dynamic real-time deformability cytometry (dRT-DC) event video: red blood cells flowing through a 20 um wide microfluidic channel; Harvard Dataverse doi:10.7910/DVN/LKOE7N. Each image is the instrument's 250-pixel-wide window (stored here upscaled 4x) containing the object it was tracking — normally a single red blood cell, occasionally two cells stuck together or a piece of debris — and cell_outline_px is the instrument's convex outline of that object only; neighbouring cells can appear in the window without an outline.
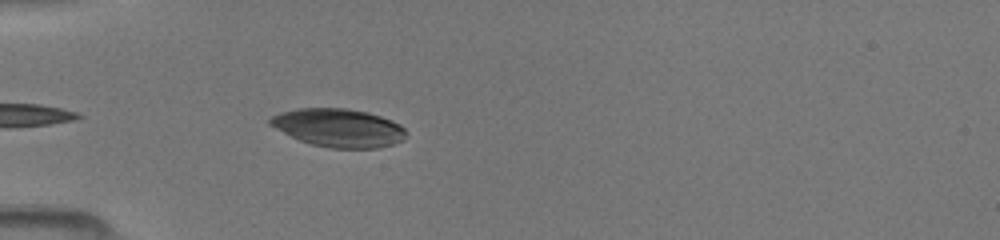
{"species": "common noctule bat (a hibernating species)", "species_latin": "Nyctalus noctula", "temperature_condition": "room temperature", "stored_images_in_passage": 26, "camera_frame_rate_fps": 3000, "um_per_image_px": 0.085, "animal": {"sex": "female", "body_mass_g": 19.5, "forearm_length_mm": 54.1}, "frame": {"image": 1, "passage_image": 3, "time_ms": 0.667, "image_size_px": [1000, 240], "cell_outline_px": [[404, 136], [400, 140], [392, 144], [380, 148], [328, 148], [312, 144], [300, 140], [268, 124], [268, 120], [272, 116], [280, 112], [300, 108], [344, 108], [368, 112], [392, 120], [400, 124], [404, 128]], "centroid_in_image_um": [28.77, 10.86], "position_along_channel_um": 56.2, "area_um2": 30.06}}
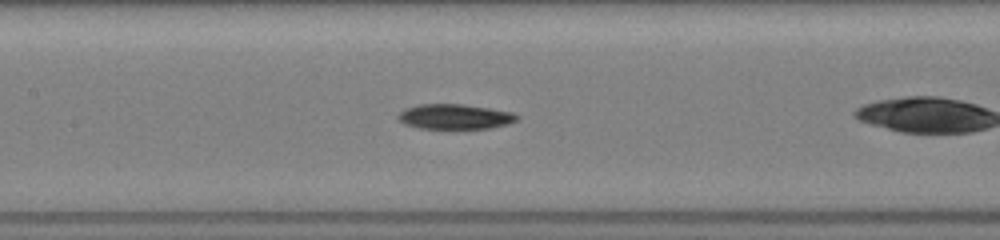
{"frame": {"image": 2, "passage_image": 9, "time_ms": 2.667, "image_size_px": [1000, 240], "cell_outline_px": [[520, 116], [516, 120], [508, 124], [488, 128], [420, 128], [404, 124], [396, 116], [404, 108], [420, 104], [460, 104], [488, 108], [512, 112]], "centroid_in_image_um": [38.64, 9.91], "position_along_channel_um": 168.8, "area_um2": 17.17}}
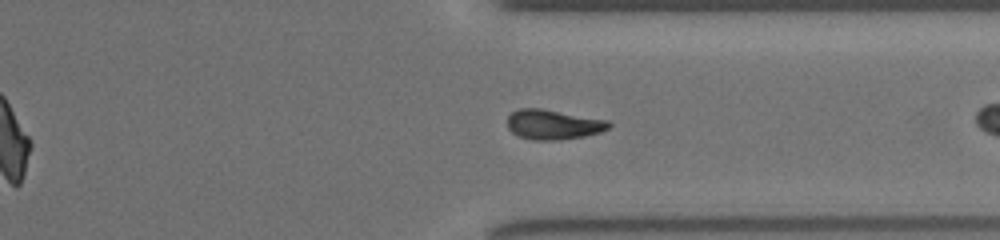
{"frame": {"image": 3, "passage_image": 23, "time_ms": 7.333, "image_size_px": [1000, 240], "cell_outline_px": [[612, 124], [608, 128], [600, 132], [584, 136], [560, 140], [532, 140], [520, 136], [512, 132], [508, 128], [508, 116], [512, 112], [520, 108], [540, 108], [608, 120]], "centroid_in_image_um": [47.02, 10.58], "position_along_channel_um": 364.4, "area_um2": 17.57}}